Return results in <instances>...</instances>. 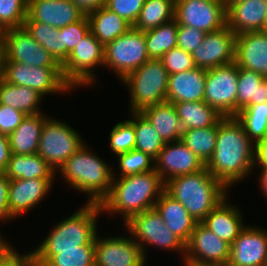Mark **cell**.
Returning a JSON list of instances; mask_svg holds the SVG:
<instances>
[{
  "instance_id": "cell-1",
  "label": "cell",
  "mask_w": 267,
  "mask_h": 266,
  "mask_svg": "<svg viewBox=\"0 0 267 266\" xmlns=\"http://www.w3.org/2000/svg\"><path fill=\"white\" fill-rule=\"evenodd\" d=\"M254 150L255 144L236 117H223L218 123L215 150L205 168L230 190L253 172Z\"/></svg>"
},
{
  "instance_id": "cell-2",
  "label": "cell",
  "mask_w": 267,
  "mask_h": 266,
  "mask_svg": "<svg viewBox=\"0 0 267 266\" xmlns=\"http://www.w3.org/2000/svg\"><path fill=\"white\" fill-rule=\"evenodd\" d=\"M113 173L108 195L100 202L103 213L122 215L124 223L132 216L153 209L165 192V182L155 171L116 178Z\"/></svg>"
},
{
  "instance_id": "cell-3",
  "label": "cell",
  "mask_w": 267,
  "mask_h": 266,
  "mask_svg": "<svg viewBox=\"0 0 267 266\" xmlns=\"http://www.w3.org/2000/svg\"><path fill=\"white\" fill-rule=\"evenodd\" d=\"M206 168L165 182V192L179 201L196 222H201L229 194Z\"/></svg>"
},
{
  "instance_id": "cell-4",
  "label": "cell",
  "mask_w": 267,
  "mask_h": 266,
  "mask_svg": "<svg viewBox=\"0 0 267 266\" xmlns=\"http://www.w3.org/2000/svg\"><path fill=\"white\" fill-rule=\"evenodd\" d=\"M87 146L83 144L57 172L70 187L87 194V203L100 204L110 191L114 171Z\"/></svg>"
},
{
  "instance_id": "cell-5",
  "label": "cell",
  "mask_w": 267,
  "mask_h": 266,
  "mask_svg": "<svg viewBox=\"0 0 267 266\" xmlns=\"http://www.w3.org/2000/svg\"><path fill=\"white\" fill-rule=\"evenodd\" d=\"M100 204L87 203L75 213L52 226V230L35 250H69L95 243Z\"/></svg>"
},
{
  "instance_id": "cell-6",
  "label": "cell",
  "mask_w": 267,
  "mask_h": 266,
  "mask_svg": "<svg viewBox=\"0 0 267 266\" xmlns=\"http://www.w3.org/2000/svg\"><path fill=\"white\" fill-rule=\"evenodd\" d=\"M169 74L161 59H148L122 81L129 89L131 112L167 102Z\"/></svg>"
},
{
  "instance_id": "cell-7",
  "label": "cell",
  "mask_w": 267,
  "mask_h": 266,
  "mask_svg": "<svg viewBox=\"0 0 267 266\" xmlns=\"http://www.w3.org/2000/svg\"><path fill=\"white\" fill-rule=\"evenodd\" d=\"M127 232L141 247L146 259V246L179 252L185 256V243L173 233L155 208L132 216L124 223Z\"/></svg>"
},
{
  "instance_id": "cell-8",
  "label": "cell",
  "mask_w": 267,
  "mask_h": 266,
  "mask_svg": "<svg viewBox=\"0 0 267 266\" xmlns=\"http://www.w3.org/2000/svg\"><path fill=\"white\" fill-rule=\"evenodd\" d=\"M49 117L41 130L37 154L57 172L85 141L66 122Z\"/></svg>"
},
{
  "instance_id": "cell-9",
  "label": "cell",
  "mask_w": 267,
  "mask_h": 266,
  "mask_svg": "<svg viewBox=\"0 0 267 266\" xmlns=\"http://www.w3.org/2000/svg\"><path fill=\"white\" fill-rule=\"evenodd\" d=\"M61 66L63 78L72 88L94 84L95 68L104 66V46L89 31Z\"/></svg>"
},
{
  "instance_id": "cell-10",
  "label": "cell",
  "mask_w": 267,
  "mask_h": 266,
  "mask_svg": "<svg viewBox=\"0 0 267 266\" xmlns=\"http://www.w3.org/2000/svg\"><path fill=\"white\" fill-rule=\"evenodd\" d=\"M148 59L145 33L133 27L104 47V67L113 70L120 80Z\"/></svg>"
},
{
  "instance_id": "cell-11",
  "label": "cell",
  "mask_w": 267,
  "mask_h": 266,
  "mask_svg": "<svg viewBox=\"0 0 267 266\" xmlns=\"http://www.w3.org/2000/svg\"><path fill=\"white\" fill-rule=\"evenodd\" d=\"M3 80L19 86L30 87L43 97L51 93H66L73 88L64 80L62 68L31 67L4 60Z\"/></svg>"
},
{
  "instance_id": "cell-12",
  "label": "cell",
  "mask_w": 267,
  "mask_h": 266,
  "mask_svg": "<svg viewBox=\"0 0 267 266\" xmlns=\"http://www.w3.org/2000/svg\"><path fill=\"white\" fill-rule=\"evenodd\" d=\"M238 72L235 62L206 71L204 102L223 117L237 114Z\"/></svg>"
},
{
  "instance_id": "cell-13",
  "label": "cell",
  "mask_w": 267,
  "mask_h": 266,
  "mask_svg": "<svg viewBox=\"0 0 267 266\" xmlns=\"http://www.w3.org/2000/svg\"><path fill=\"white\" fill-rule=\"evenodd\" d=\"M0 43L4 50V60L27 64L31 67L62 68L24 27L2 32Z\"/></svg>"
},
{
  "instance_id": "cell-14",
  "label": "cell",
  "mask_w": 267,
  "mask_h": 266,
  "mask_svg": "<svg viewBox=\"0 0 267 266\" xmlns=\"http://www.w3.org/2000/svg\"><path fill=\"white\" fill-rule=\"evenodd\" d=\"M174 19L179 25L213 32L227 25L226 4L224 0H177Z\"/></svg>"
},
{
  "instance_id": "cell-15",
  "label": "cell",
  "mask_w": 267,
  "mask_h": 266,
  "mask_svg": "<svg viewBox=\"0 0 267 266\" xmlns=\"http://www.w3.org/2000/svg\"><path fill=\"white\" fill-rule=\"evenodd\" d=\"M236 36L227 25L206 33L192 53L195 66L208 70L235 62Z\"/></svg>"
},
{
  "instance_id": "cell-16",
  "label": "cell",
  "mask_w": 267,
  "mask_h": 266,
  "mask_svg": "<svg viewBox=\"0 0 267 266\" xmlns=\"http://www.w3.org/2000/svg\"><path fill=\"white\" fill-rule=\"evenodd\" d=\"M141 247L130 237L95 238V266H145Z\"/></svg>"
},
{
  "instance_id": "cell-17",
  "label": "cell",
  "mask_w": 267,
  "mask_h": 266,
  "mask_svg": "<svg viewBox=\"0 0 267 266\" xmlns=\"http://www.w3.org/2000/svg\"><path fill=\"white\" fill-rule=\"evenodd\" d=\"M267 230L245 225L230 246L226 266H266Z\"/></svg>"
},
{
  "instance_id": "cell-18",
  "label": "cell",
  "mask_w": 267,
  "mask_h": 266,
  "mask_svg": "<svg viewBox=\"0 0 267 266\" xmlns=\"http://www.w3.org/2000/svg\"><path fill=\"white\" fill-rule=\"evenodd\" d=\"M230 246L231 244L219 238L201 222H197L189 241L185 244L184 259L226 265Z\"/></svg>"
},
{
  "instance_id": "cell-19",
  "label": "cell",
  "mask_w": 267,
  "mask_h": 266,
  "mask_svg": "<svg viewBox=\"0 0 267 266\" xmlns=\"http://www.w3.org/2000/svg\"><path fill=\"white\" fill-rule=\"evenodd\" d=\"M204 168L205 164L180 140L166 143L155 159V171L164 182Z\"/></svg>"
},
{
  "instance_id": "cell-20",
  "label": "cell",
  "mask_w": 267,
  "mask_h": 266,
  "mask_svg": "<svg viewBox=\"0 0 267 266\" xmlns=\"http://www.w3.org/2000/svg\"><path fill=\"white\" fill-rule=\"evenodd\" d=\"M54 179H14L10 181L8 206L10 220L34 208L52 188Z\"/></svg>"
},
{
  "instance_id": "cell-21",
  "label": "cell",
  "mask_w": 267,
  "mask_h": 266,
  "mask_svg": "<svg viewBox=\"0 0 267 266\" xmlns=\"http://www.w3.org/2000/svg\"><path fill=\"white\" fill-rule=\"evenodd\" d=\"M83 16L70 0H27L26 18L29 21L61 28L79 21Z\"/></svg>"
},
{
  "instance_id": "cell-22",
  "label": "cell",
  "mask_w": 267,
  "mask_h": 266,
  "mask_svg": "<svg viewBox=\"0 0 267 266\" xmlns=\"http://www.w3.org/2000/svg\"><path fill=\"white\" fill-rule=\"evenodd\" d=\"M235 63L238 67L267 76V31L236 36Z\"/></svg>"
},
{
  "instance_id": "cell-23",
  "label": "cell",
  "mask_w": 267,
  "mask_h": 266,
  "mask_svg": "<svg viewBox=\"0 0 267 266\" xmlns=\"http://www.w3.org/2000/svg\"><path fill=\"white\" fill-rule=\"evenodd\" d=\"M266 0H239L226 7L227 27L236 35L264 30Z\"/></svg>"
},
{
  "instance_id": "cell-24",
  "label": "cell",
  "mask_w": 267,
  "mask_h": 266,
  "mask_svg": "<svg viewBox=\"0 0 267 266\" xmlns=\"http://www.w3.org/2000/svg\"><path fill=\"white\" fill-rule=\"evenodd\" d=\"M206 71V69L195 67L191 70L170 74L167 102L204 101Z\"/></svg>"
},
{
  "instance_id": "cell-25",
  "label": "cell",
  "mask_w": 267,
  "mask_h": 266,
  "mask_svg": "<svg viewBox=\"0 0 267 266\" xmlns=\"http://www.w3.org/2000/svg\"><path fill=\"white\" fill-rule=\"evenodd\" d=\"M228 196L220 202L201 223L219 238L232 244L245 227L240 209L228 203Z\"/></svg>"
},
{
  "instance_id": "cell-26",
  "label": "cell",
  "mask_w": 267,
  "mask_h": 266,
  "mask_svg": "<svg viewBox=\"0 0 267 266\" xmlns=\"http://www.w3.org/2000/svg\"><path fill=\"white\" fill-rule=\"evenodd\" d=\"M154 208L166 226L186 244L197 223L186 208L166 192L159 197Z\"/></svg>"
},
{
  "instance_id": "cell-27",
  "label": "cell",
  "mask_w": 267,
  "mask_h": 266,
  "mask_svg": "<svg viewBox=\"0 0 267 266\" xmlns=\"http://www.w3.org/2000/svg\"><path fill=\"white\" fill-rule=\"evenodd\" d=\"M140 113L155 128L165 144L180 140L183 128L173 103L156 104Z\"/></svg>"
},
{
  "instance_id": "cell-28",
  "label": "cell",
  "mask_w": 267,
  "mask_h": 266,
  "mask_svg": "<svg viewBox=\"0 0 267 266\" xmlns=\"http://www.w3.org/2000/svg\"><path fill=\"white\" fill-rule=\"evenodd\" d=\"M48 116L26 115L20 125L8 136L12 154H37L42 127Z\"/></svg>"
},
{
  "instance_id": "cell-29",
  "label": "cell",
  "mask_w": 267,
  "mask_h": 266,
  "mask_svg": "<svg viewBox=\"0 0 267 266\" xmlns=\"http://www.w3.org/2000/svg\"><path fill=\"white\" fill-rule=\"evenodd\" d=\"M90 32L105 47L128 32L133 25L105 6L87 15Z\"/></svg>"
},
{
  "instance_id": "cell-30",
  "label": "cell",
  "mask_w": 267,
  "mask_h": 266,
  "mask_svg": "<svg viewBox=\"0 0 267 266\" xmlns=\"http://www.w3.org/2000/svg\"><path fill=\"white\" fill-rule=\"evenodd\" d=\"M34 260L45 266H95V243L69 250H33Z\"/></svg>"
},
{
  "instance_id": "cell-31",
  "label": "cell",
  "mask_w": 267,
  "mask_h": 266,
  "mask_svg": "<svg viewBox=\"0 0 267 266\" xmlns=\"http://www.w3.org/2000/svg\"><path fill=\"white\" fill-rule=\"evenodd\" d=\"M4 173L14 179H54L56 172L38 155L12 154Z\"/></svg>"
},
{
  "instance_id": "cell-32",
  "label": "cell",
  "mask_w": 267,
  "mask_h": 266,
  "mask_svg": "<svg viewBox=\"0 0 267 266\" xmlns=\"http://www.w3.org/2000/svg\"><path fill=\"white\" fill-rule=\"evenodd\" d=\"M43 96L30 87L0 82V104L23 112L25 115L41 113L40 103Z\"/></svg>"
},
{
  "instance_id": "cell-33",
  "label": "cell",
  "mask_w": 267,
  "mask_h": 266,
  "mask_svg": "<svg viewBox=\"0 0 267 266\" xmlns=\"http://www.w3.org/2000/svg\"><path fill=\"white\" fill-rule=\"evenodd\" d=\"M175 105L183 130L215 126L223 118L204 101L178 102Z\"/></svg>"
},
{
  "instance_id": "cell-34",
  "label": "cell",
  "mask_w": 267,
  "mask_h": 266,
  "mask_svg": "<svg viewBox=\"0 0 267 266\" xmlns=\"http://www.w3.org/2000/svg\"><path fill=\"white\" fill-rule=\"evenodd\" d=\"M267 101L264 77L254 71L239 67L237 84V113L249 105Z\"/></svg>"
},
{
  "instance_id": "cell-35",
  "label": "cell",
  "mask_w": 267,
  "mask_h": 266,
  "mask_svg": "<svg viewBox=\"0 0 267 266\" xmlns=\"http://www.w3.org/2000/svg\"><path fill=\"white\" fill-rule=\"evenodd\" d=\"M178 23L175 19L145 33L146 50L150 59H161L163 55L177 47Z\"/></svg>"
},
{
  "instance_id": "cell-36",
  "label": "cell",
  "mask_w": 267,
  "mask_h": 266,
  "mask_svg": "<svg viewBox=\"0 0 267 266\" xmlns=\"http://www.w3.org/2000/svg\"><path fill=\"white\" fill-rule=\"evenodd\" d=\"M175 2L172 0H145L133 28L147 31L174 19Z\"/></svg>"
},
{
  "instance_id": "cell-37",
  "label": "cell",
  "mask_w": 267,
  "mask_h": 266,
  "mask_svg": "<svg viewBox=\"0 0 267 266\" xmlns=\"http://www.w3.org/2000/svg\"><path fill=\"white\" fill-rule=\"evenodd\" d=\"M130 115L132 118L128 120L134 125L135 129L134 149L148 154L155 160L165 143L155 128L140 112H131Z\"/></svg>"
},
{
  "instance_id": "cell-38",
  "label": "cell",
  "mask_w": 267,
  "mask_h": 266,
  "mask_svg": "<svg viewBox=\"0 0 267 266\" xmlns=\"http://www.w3.org/2000/svg\"><path fill=\"white\" fill-rule=\"evenodd\" d=\"M23 27L60 65L63 64V34L59 28L42 22L29 21L27 18Z\"/></svg>"
},
{
  "instance_id": "cell-39",
  "label": "cell",
  "mask_w": 267,
  "mask_h": 266,
  "mask_svg": "<svg viewBox=\"0 0 267 266\" xmlns=\"http://www.w3.org/2000/svg\"><path fill=\"white\" fill-rule=\"evenodd\" d=\"M217 130L218 124L201 129L183 130L180 141L206 164L216 147Z\"/></svg>"
},
{
  "instance_id": "cell-40",
  "label": "cell",
  "mask_w": 267,
  "mask_h": 266,
  "mask_svg": "<svg viewBox=\"0 0 267 266\" xmlns=\"http://www.w3.org/2000/svg\"><path fill=\"white\" fill-rule=\"evenodd\" d=\"M235 117L254 144L267 138V101L249 105Z\"/></svg>"
},
{
  "instance_id": "cell-41",
  "label": "cell",
  "mask_w": 267,
  "mask_h": 266,
  "mask_svg": "<svg viewBox=\"0 0 267 266\" xmlns=\"http://www.w3.org/2000/svg\"><path fill=\"white\" fill-rule=\"evenodd\" d=\"M119 178L155 170V160L142 151L131 150L119 154Z\"/></svg>"
},
{
  "instance_id": "cell-42",
  "label": "cell",
  "mask_w": 267,
  "mask_h": 266,
  "mask_svg": "<svg viewBox=\"0 0 267 266\" xmlns=\"http://www.w3.org/2000/svg\"><path fill=\"white\" fill-rule=\"evenodd\" d=\"M27 16V0H0V34L23 27Z\"/></svg>"
},
{
  "instance_id": "cell-43",
  "label": "cell",
  "mask_w": 267,
  "mask_h": 266,
  "mask_svg": "<svg viewBox=\"0 0 267 266\" xmlns=\"http://www.w3.org/2000/svg\"><path fill=\"white\" fill-rule=\"evenodd\" d=\"M109 145L116 157L133 150L135 146L134 125L129 120L114 125L109 134Z\"/></svg>"
},
{
  "instance_id": "cell-44",
  "label": "cell",
  "mask_w": 267,
  "mask_h": 266,
  "mask_svg": "<svg viewBox=\"0 0 267 266\" xmlns=\"http://www.w3.org/2000/svg\"><path fill=\"white\" fill-rule=\"evenodd\" d=\"M63 34V63L66 61L69 53L90 31V25L87 15H84L79 21L59 28Z\"/></svg>"
},
{
  "instance_id": "cell-45",
  "label": "cell",
  "mask_w": 267,
  "mask_h": 266,
  "mask_svg": "<svg viewBox=\"0 0 267 266\" xmlns=\"http://www.w3.org/2000/svg\"><path fill=\"white\" fill-rule=\"evenodd\" d=\"M161 61L169 75L191 70L196 67L192 54L178 47L166 52L161 58Z\"/></svg>"
},
{
  "instance_id": "cell-46",
  "label": "cell",
  "mask_w": 267,
  "mask_h": 266,
  "mask_svg": "<svg viewBox=\"0 0 267 266\" xmlns=\"http://www.w3.org/2000/svg\"><path fill=\"white\" fill-rule=\"evenodd\" d=\"M145 0H106L105 7L134 25Z\"/></svg>"
},
{
  "instance_id": "cell-47",
  "label": "cell",
  "mask_w": 267,
  "mask_h": 266,
  "mask_svg": "<svg viewBox=\"0 0 267 266\" xmlns=\"http://www.w3.org/2000/svg\"><path fill=\"white\" fill-rule=\"evenodd\" d=\"M205 34L196 28L178 24L177 47L192 54L202 43Z\"/></svg>"
},
{
  "instance_id": "cell-48",
  "label": "cell",
  "mask_w": 267,
  "mask_h": 266,
  "mask_svg": "<svg viewBox=\"0 0 267 266\" xmlns=\"http://www.w3.org/2000/svg\"><path fill=\"white\" fill-rule=\"evenodd\" d=\"M25 117L23 112L0 104V133L9 136Z\"/></svg>"
},
{
  "instance_id": "cell-49",
  "label": "cell",
  "mask_w": 267,
  "mask_h": 266,
  "mask_svg": "<svg viewBox=\"0 0 267 266\" xmlns=\"http://www.w3.org/2000/svg\"><path fill=\"white\" fill-rule=\"evenodd\" d=\"M10 179L4 172L0 173V222L10 221V212L8 206V193Z\"/></svg>"
},
{
  "instance_id": "cell-50",
  "label": "cell",
  "mask_w": 267,
  "mask_h": 266,
  "mask_svg": "<svg viewBox=\"0 0 267 266\" xmlns=\"http://www.w3.org/2000/svg\"><path fill=\"white\" fill-rule=\"evenodd\" d=\"M33 263L34 255L32 251L20 255L17 250H14L0 262V266H33Z\"/></svg>"
},
{
  "instance_id": "cell-51",
  "label": "cell",
  "mask_w": 267,
  "mask_h": 266,
  "mask_svg": "<svg viewBox=\"0 0 267 266\" xmlns=\"http://www.w3.org/2000/svg\"><path fill=\"white\" fill-rule=\"evenodd\" d=\"M83 15H88L105 6L106 0H70Z\"/></svg>"
},
{
  "instance_id": "cell-52",
  "label": "cell",
  "mask_w": 267,
  "mask_h": 266,
  "mask_svg": "<svg viewBox=\"0 0 267 266\" xmlns=\"http://www.w3.org/2000/svg\"><path fill=\"white\" fill-rule=\"evenodd\" d=\"M11 149L8 140V136L0 133V171L4 172L8 166L10 157H11Z\"/></svg>"
},
{
  "instance_id": "cell-53",
  "label": "cell",
  "mask_w": 267,
  "mask_h": 266,
  "mask_svg": "<svg viewBox=\"0 0 267 266\" xmlns=\"http://www.w3.org/2000/svg\"><path fill=\"white\" fill-rule=\"evenodd\" d=\"M256 166H267V138L255 144L254 168Z\"/></svg>"
},
{
  "instance_id": "cell-54",
  "label": "cell",
  "mask_w": 267,
  "mask_h": 266,
  "mask_svg": "<svg viewBox=\"0 0 267 266\" xmlns=\"http://www.w3.org/2000/svg\"><path fill=\"white\" fill-rule=\"evenodd\" d=\"M0 234V262L2 260H4L9 254H11L15 248L12 247V245L4 240L5 238H3Z\"/></svg>"
},
{
  "instance_id": "cell-55",
  "label": "cell",
  "mask_w": 267,
  "mask_h": 266,
  "mask_svg": "<svg viewBox=\"0 0 267 266\" xmlns=\"http://www.w3.org/2000/svg\"><path fill=\"white\" fill-rule=\"evenodd\" d=\"M261 170L259 180V185L261 187L262 193L267 201V166H259Z\"/></svg>"
},
{
  "instance_id": "cell-56",
  "label": "cell",
  "mask_w": 267,
  "mask_h": 266,
  "mask_svg": "<svg viewBox=\"0 0 267 266\" xmlns=\"http://www.w3.org/2000/svg\"><path fill=\"white\" fill-rule=\"evenodd\" d=\"M182 260L184 261V266H226L219 263H200L197 261H191L183 258Z\"/></svg>"
},
{
  "instance_id": "cell-57",
  "label": "cell",
  "mask_w": 267,
  "mask_h": 266,
  "mask_svg": "<svg viewBox=\"0 0 267 266\" xmlns=\"http://www.w3.org/2000/svg\"><path fill=\"white\" fill-rule=\"evenodd\" d=\"M4 50L2 48V45L0 43V82L3 81V71H4Z\"/></svg>"
},
{
  "instance_id": "cell-58",
  "label": "cell",
  "mask_w": 267,
  "mask_h": 266,
  "mask_svg": "<svg viewBox=\"0 0 267 266\" xmlns=\"http://www.w3.org/2000/svg\"><path fill=\"white\" fill-rule=\"evenodd\" d=\"M266 4H267V0H266ZM264 31H267V7H266V16L264 20Z\"/></svg>"
},
{
  "instance_id": "cell-59",
  "label": "cell",
  "mask_w": 267,
  "mask_h": 266,
  "mask_svg": "<svg viewBox=\"0 0 267 266\" xmlns=\"http://www.w3.org/2000/svg\"><path fill=\"white\" fill-rule=\"evenodd\" d=\"M235 1H239V0H224L225 4H226V7L232 3V2H235Z\"/></svg>"
},
{
  "instance_id": "cell-60",
  "label": "cell",
  "mask_w": 267,
  "mask_h": 266,
  "mask_svg": "<svg viewBox=\"0 0 267 266\" xmlns=\"http://www.w3.org/2000/svg\"><path fill=\"white\" fill-rule=\"evenodd\" d=\"M33 266H45V265L34 260Z\"/></svg>"
},
{
  "instance_id": "cell-61",
  "label": "cell",
  "mask_w": 267,
  "mask_h": 266,
  "mask_svg": "<svg viewBox=\"0 0 267 266\" xmlns=\"http://www.w3.org/2000/svg\"><path fill=\"white\" fill-rule=\"evenodd\" d=\"M264 84H265L266 89H267V76L264 77Z\"/></svg>"
}]
</instances>
